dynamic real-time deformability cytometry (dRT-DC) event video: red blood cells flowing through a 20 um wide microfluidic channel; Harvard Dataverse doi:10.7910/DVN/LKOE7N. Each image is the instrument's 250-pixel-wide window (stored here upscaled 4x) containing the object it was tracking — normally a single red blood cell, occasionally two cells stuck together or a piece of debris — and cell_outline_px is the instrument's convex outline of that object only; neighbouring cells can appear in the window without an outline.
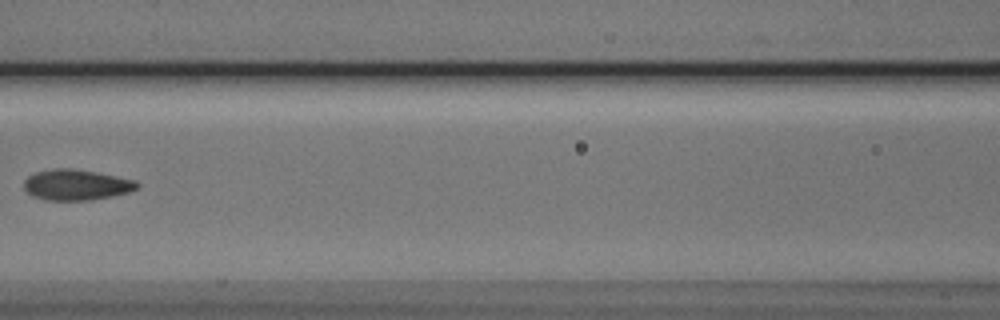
{"species": "Egyptian fruit bat (a non-hibernating species)", "species_latin": "Rousettus aegyptiacus", "temperature_condition": "cold", "stored_images_in_passage": 8, "camera_frame_rate_fps": 3000, "um_per_image_px": 0.085, "animal": {"sex": "male"}, "frame": {"image": 1, "passage_image": 7, "time_ms": 7.333, "image_size_px": [1000, 320], "cell_outline_px": [[140, 184], [136, 188], [128, 192], [112, 196], [88, 200], [44, 200], [32, 196], [24, 188], [24, 180], [28, 176], [36, 172], [52, 168], [72, 168], [136, 180]], "centroid_in_image_um": [6.45, 15.71], "position_along_channel_um": 160.2, "area_um2": 20.11}}
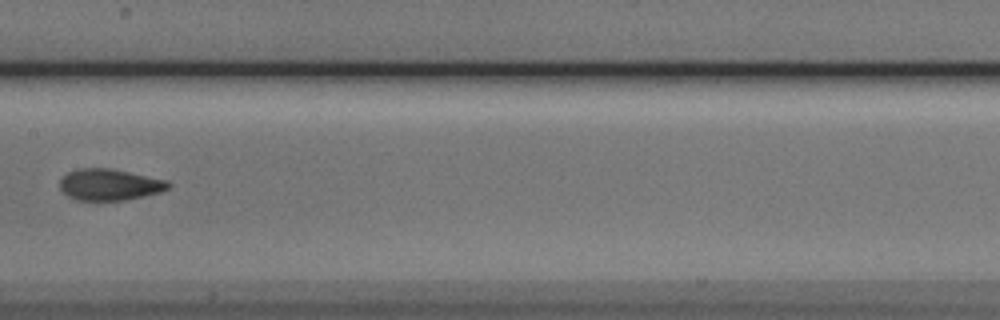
{"frame": {"image": 2, "passage_image": 8, "time_ms": 8.333, "image_size_px": [1000, 320], "cell_outline_px": [[172, 184], [168, 188], [160, 192], [128, 200], [76, 200], [68, 196], [60, 188], [60, 180], [68, 172], [80, 168], [112, 168], [168, 180]], "centroid_in_image_um": [9.34, 15.69], "position_along_channel_um": 198.1, "area_um2": 19.94}}